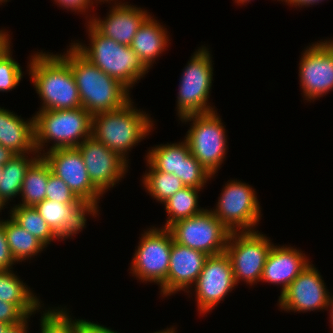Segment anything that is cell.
I'll list each match as a JSON object with an SVG mask.
<instances>
[{
    "instance_id": "8fae6325",
    "label": "cell",
    "mask_w": 333,
    "mask_h": 333,
    "mask_svg": "<svg viewBox=\"0 0 333 333\" xmlns=\"http://www.w3.org/2000/svg\"><path fill=\"white\" fill-rule=\"evenodd\" d=\"M176 243L201 251L208 256L225 252L230 230L211 209L179 220L168 228Z\"/></svg>"
},
{
    "instance_id": "7c38bea8",
    "label": "cell",
    "mask_w": 333,
    "mask_h": 333,
    "mask_svg": "<svg viewBox=\"0 0 333 333\" xmlns=\"http://www.w3.org/2000/svg\"><path fill=\"white\" fill-rule=\"evenodd\" d=\"M43 152L41 156L48 163L51 173L62 179L98 215V203L103 194L92 184L79 149L73 147Z\"/></svg>"
},
{
    "instance_id": "4dcf8cb0",
    "label": "cell",
    "mask_w": 333,
    "mask_h": 333,
    "mask_svg": "<svg viewBox=\"0 0 333 333\" xmlns=\"http://www.w3.org/2000/svg\"><path fill=\"white\" fill-rule=\"evenodd\" d=\"M60 308L58 306L43 311L40 319V333H75V320L69 315L66 306Z\"/></svg>"
},
{
    "instance_id": "60d3db41",
    "label": "cell",
    "mask_w": 333,
    "mask_h": 333,
    "mask_svg": "<svg viewBox=\"0 0 333 333\" xmlns=\"http://www.w3.org/2000/svg\"><path fill=\"white\" fill-rule=\"evenodd\" d=\"M14 155L11 150L0 145V165H5Z\"/></svg>"
},
{
    "instance_id": "7dc6e473",
    "label": "cell",
    "mask_w": 333,
    "mask_h": 333,
    "mask_svg": "<svg viewBox=\"0 0 333 333\" xmlns=\"http://www.w3.org/2000/svg\"><path fill=\"white\" fill-rule=\"evenodd\" d=\"M5 207V205L3 204V202L0 200V212H2L1 210ZM1 220V219H0Z\"/></svg>"
},
{
    "instance_id": "1f68e13d",
    "label": "cell",
    "mask_w": 333,
    "mask_h": 333,
    "mask_svg": "<svg viewBox=\"0 0 333 333\" xmlns=\"http://www.w3.org/2000/svg\"><path fill=\"white\" fill-rule=\"evenodd\" d=\"M11 45H9L0 54V91L8 92L15 89L22 77V68L17 61L12 57Z\"/></svg>"
},
{
    "instance_id": "7402d4cb",
    "label": "cell",
    "mask_w": 333,
    "mask_h": 333,
    "mask_svg": "<svg viewBox=\"0 0 333 333\" xmlns=\"http://www.w3.org/2000/svg\"><path fill=\"white\" fill-rule=\"evenodd\" d=\"M167 32V28L150 15L133 38L130 47L149 70L156 58L169 46Z\"/></svg>"
},
{
    "instance_id": "d590c367",
    "label": "cell",
    "mask_w": 333,
    "mask_h": 333,
    "mask_svg": "<svg viewBox=\"0 0 333 333\" xmlns=\"http://www.w3.org/2000/svg\"><path fill=\"white\" fill-rule=\"evenodd\" d=\"M16 263L9 249L7 236L4 230V225L0 222V271H8L13 269L12 266Z\"/></svg>"
},
{
    "instance_id": "e575fe53",
    "label": "cell",
    "mask_w": 333,
    "mask_h": 333,
    "mask_svg": "<svg viewBox=\"0 0 333 333\" xmlns=\"http://www.w3.org/2000/svg\"><path fill=\"white\" fill-rule=\"evenodd\" d=\"M27 316L13 303L0 301V322L15 325Z\"/></svg>"
},
{
    "instance_id": "6da1fadb",
    "label": "cell",
    "mask_w": 333,
    "mask_h": 333,
    "mask_svg": "<svg viewBox=\"0 0 333 333\" xmlns=\"http://www.w3.org/2000/svg\"><path fill=\"white\" fill-rule=\"evenodd\" d=\"M59 54L70 66L82 107L92 116L124 107L132 99L130 90L90 63L71 44Z\"/></svg>"
},
{
    "instance_id": "7bdbcfd3",
    "label": "cell",
    "mask_w": 333,
    "mask_h": 333,
    "mask_svg": "<svg viewBox=\"0 0 333 333\" xmlns=\"http://www.w3.org/2000/svg\"><path fill=\"white\" fill-rule=\"evenodd\" d=\"M329 313H330V323L332 324V328H333V295L331 296V300H330V305H329Z\"/></svg>"
},
{
    "instance_id": "5bb4252c",
    "label": "cell",
    "mask_w": 333,
    "mask_h": 333,
    "mask_svg": "<svg viewBox=\"0 0 333 333\" xmlns=\"http://www.w3.org/2000/svg\"><path fill=\"white\" fill-rule=\"evenodd\" d=\"M197 308L200 314L214 309L231 292L235 282L231 261L226 252L209 256L194 284Z\"/></svg>"
},
{
    "instance_id": "4316f807",
    "label": "cell",
    "mask_w": 333,
    "mask_h": 333,
    "mask_svg": "<svg viewBox=\"0 0 333 333\" xmlns=\"http://www.w3.org/2000/svg\"><path fill=\"white\" fill-rule=\"evenodd\" d=\"M190 154L185 140L179 143L155 145L146 155L148 162L154 169L176 175L180 179L181 161Z\"/></svg>"
},
{
    "instance_id": "ee69618b",
    "label": "cell",
    "mask_w": 333,
    "mask_h": 333,
    "mask_svg": "<svg viewBox=\"0 0 333 333\" xmlns=\"http://www.w3.org/2000/svg\"><path fill=\"white\" fill-rule=\"evenodd\" d=\"M176 329L172 326L170 328H167L166 330L164 329L163 331H158V332H154V333H176Z\"/></svg>"
},
{
    "instance_id": "cb8c5ba5",
    "label": "cell",
    "mask_w": 333,
    "mask_h": 333,
    "mask_svg": "<svg viewBox=\"0 0 333 333\" xmlns=\"http://www.w3.org/2000/svg\"><path fill=\"white\" fill-rule=\"evenodd\" d=\"M27 155V156H26ZM29 154H15L5 165L0 179V200L6 206L9 200L20 196L23 180L29 166L40 156L29 157Z\"/></svg>"
},
{
    "instance_id": "5b68a950",
    "label": "cell",
    "mask_w": 333,
    "mask_h": 333,
    "mask_svg": "<svg viewBox=\"0 0 333 333\" xmlns=\"http://www.w3.org/2000/svg\"><path fill=\"white\" fill-rule=\"evenodd\" d=\"M92 115L83 107L67 110H41L34 115L35 148L41 151L52 141L47 151L77 147L91 137Z\"/></svg>"
},
{
    "instance_id": "b9f144b4",
    "label": "cell",
    "mask_w": 333,
    "mask_h": 333,
    "mask_svg": "<svg viewBox=\"0 0 333 333\" xmlns=\"http://www.w3.org/2000/svg\"><path fill=\"white\" fill-rule=\"evenodd\" d=\"M8 32L0 30V54L11 44Z\"/></svg>"
},
{
    "instance_id": "484cf974",
    "label": "cell",
    "mask_w": 333,
    "mask_h": 333,
    "mask_svg": "<svg viewBox=\"0 0 333 333\" xmlns=\"http://www.w3.org/2000/svg\"><path fill=\"white\" fill-rule=\"evenodd\" d=\"M0 222L4 225L10 252L17 263L29 260V258L31 260L46 248L42 242L18 225L11 217L8 220H0Z\"/></svg>"
},
{
    "instance_id": "4fadbf2b",
    "label": "cell",
    "mask_w": 333,
    "mask_h": 333,
    "mask_svg": "<svg viewBox=\"0 0 333 333\" xmlns=\"http://www.w3.org/2000/svg\"><path fill=\"white\" fill-rule=\"evenodd\" d=\"M303 52L298 76L304 98L311 102L333 91V45L325 39Z\"/></svg>"
},
{
    "instance_id": "44dd1931",
    "label": "cell",
    "mask_w": 333,
    "mask_h": 333,
    "mask_svg": "<svg viewBox=\"0 0 333 333\" xmlns=\"http://www.w3.org/2000/svg\"><path fill=\"white\" fill-rule=\"evenodd\" d=\"M0 145L14 154L39 155L35 148L34 116L25 121L0 107Z\"/></svg>"
},
{
    "instance_id": "f907efd6",
    "label": "cell",
    "mask_w": 333,
    "mask_h": 333,
    "mask_svg": "<svg viewBox=\"0 0 333 333\" xmlns=\"http://www.w3.org/2000/svg\"><path fill=\"white\" fill-rule=\"evenodd\" d=\"M8 0H0V4L7 2Z\"/></svg>"
},
{
    "instance_id": "9a60e30c",
    "label": "cell",
    "mask_w": 333,
    "mask_h": 333,
    "mask_svg": "<svg viewBox=\"0 0 333 333\" xmlns=\"http://www.w3.org/2000/svg\"><path fill=\"white\" fill-rule=\"evenodd\" d=\"M331 295L320 272L310 263L283 293H280L278 304L281 310L294 313L323 309L328 311Z\"/></svg>"
},
{
    "instance_id": "2e32d148",
    "label": "cell",
    "mask_w": 333,
    "mask_h": 333,
    "mask_svg": "<svg viewBox=\"0 0 333 333\" xmlns=\"http://www.w3.org/2000/svg\"><path fill=\"white\" fill-rule=\"evenodd\" d=\"M77 148L82 154L92 184L102 194L119 183L128 171L129 162L92 136L81 142Z\"/></svg>"
},
{
    "instance_id": "836d02e7",
    "label": "cell",
    "mask_w": 333,
    "mask_h": 333,
    "mask_svg": "<svg viewBox=\"0 0 333 333\" xmlns=\"http://www.w3.org/2000/svg\"><path fill=\"white\" fill-rule=\"evenodd\" d=\"M45 199L58 201L63 204L85 203L71 191L69 186L62 179L58 178L53 173L49 174Z\"/></svg>"
},
{
    "instance_id": "ba28073f",
    "label": "cell",
    "mask_w": 333,
    "mask_h": 333,
    "mask_svg": "<svg viewBox=\"0 0 333 333\" xmlns=\"http://www.w3.org/2000/svg\"><path fill=\"white\" fill-rule=\"evenodd\" d=\"M273 246L270 238L257 231L231 232L225 249L236 284L260 282L267 256Z\"/></svg>"
},
{
    "instance_id": "f6af8a7d",
    "label": "cell",
    "mask_w": 333,
    "mask_h": 333,
    "mask_svg": "<svg viewBox=\"0 0 333 333\" xmlns=\"http://www.w3.org/2000/svg\"><path fill=\"white\" fill-rule=\"evenodd\" d=\"M10 326L8 323L0 322V333H4L5 330Z\"/></svg>"
},
{
    "instance_id": "d6986e66",
    "label": "cell",
    "mask_w": 333,
    "mask_h": 333,
    "mask_svg": "<svg viewBox=\"0 0 333 333\" xmlns=\"http://www.w3.org/2000/svg\"><path fill=\"white\" fill-rule=\"evenodd\" d=\"M34 207L52 231L63 241L86 227L87 214L97 217V213L86 203L63 204L44 199Z\"/></svg>"
},
{
    "instance_id": "f1b7e54d",
    "label": "cell",
    "mask_w": 333,
    "mask_h": 333,
    "mask_svg": "<svg viewBox=\"0 0 333 333\" xmlns=\"http://www.w3.org/2000/svg\"><path fill=\"white\" fill-rule=\"evenodd\" d=\"M9 214L18 225L36 237L46 247L55 239L60 240L34 206L15 205L13 208L11 207Z\"/></svg>"
},
{
    "instance_id": "bcb514c9",
    "label": "cell",
    "mask_w": 333,
    "mask_h": 333,
    "mask_svg": "<svg viewBox=\"0 0 333 333\" xmlns=\"http://www.w3.org/2000/svg\"><path fill=\"white\" fill-rule=\"evenodd\" d=\"M251 0H235V2L239 5H241V4H243L244 5V3H247V2H250ZM278 1H280V0H278Z\"/></svg>"
},
{
    "instance_id": "e0dca14e",
    "label": "cell",
    "mask_w": 333,
    "mask_h": 333,
    "mask_svg": "<svg viewBox=\"0 0 333 333\" xmlns=\"http://www.w3.org/2000/svg\"><path fill=\"white\" fill-rule=\"evenodd\" d=\"M208 257L201 251L173 240L167 280L160 287L161 296L168 297L181 290L189 293V288L194 286Z\"/></svg>"
},
{
    "instance_id": "8d00e7d4",
    "label": "cell",
    "mask_w": 333,
    "mask_h": 333,
    "mask_svg": "<svg viewBox=\"0 0 333 333\" xmlns=\"http://www.w3.org/2000/svg\"><path fill=\"white\" fill-rule=\"evenodd\" d=\"M75 333H118L104 325L85 319H75Z\"/></svg>"
},
{
    "instance_id": "74e56055",
    "label": "cell",
    "mask_w": 333,
    "mask_h": 333,
    "mask_svg": "<svg viewBox=\"0 0 333 333\" xmlns=\"http://www.w3.org/2000/svg\"><path fill=\"white\" fill-rule=\"evenodd\" d=\"M56 3L58 4L59 7H64L66 10H73V11H77V12H85L87 11L86 9H88L90 6L92 7V5L95 3H99L98 0H54Z\"/></svg>"
},
{
    "instance_id": "ac0fdd59",
    "label": "cell",
    "mask_w": 333,
    "mask_h": 333,
    "mask_svg": "<svg viewBox=\"0 0 333 333\" xmlns=\"http://www.w3.org/2000/svg\"><path fill=\"white\" fill-rule=\"evenodd\" d=\"M112 5L105 19L90 17L89 22L104 36L117 43L130 46L137 30L150 16L147 10L128 2H117ZM126 3V4H125Z\"/></svg>"
},
{
    "instance_id": "f546056e",
    "label": "cell",
    "mask_w": 333,
    "mask_h": 333,
    "mask_svg": "<svg viewBox=\"0 0 333 333\" xmlns=\"http://www.w3.org/2000/svg\"><path fill=\"white\" fill-rule=\"evenodd\" d=\"M149 168L143 175L142 183L146 192L163 204L168 198L173 196L180 189L185 187L182 181L174 174L161 172L154 169L148 162H146Z\"/></svg>"
},
{
    "instance_id": "52a82bcc",
    "label": "cell",
    "mask_w": 333,
    "mask_h": 333,
    "mask_svg": "<svg viewBox=\"0 0 333 333\" xmlns=\"http://www.w3.org/2000/svg\"><path fill=\"white\" fill-rule=\"evenodd\" d=\"M212 56L207 47H200L183 69L177 96V115L180 118L192 114L214 111L208 103L213 81Z\"/></svg>"
},
{
    "instance_id": "f35d334b",
    "label": "cell",
    "mask_w": 333,
    "mask_h": 333,
    "mask_svg": "<svg viewBox=\"0 0 333 333\" xmlns=\"http://www.w3.org/2000/svg\"><path fill=\"white\" fill-rule=\"evenodd\" d=\"M31 316H27L22 322L15 324V325H10L4 333H27L28 329V320Z\"/></svg>"
},
{
    "instance_id": "d6a6232c",
    "label": "cell",
    "mask_w": 333,
    "mask_h": 333,
    "mask_svg": "<svg viewBox=\"0 0 333 333\" xmlns=\"http://www.w3.org/2000/svg\"><path fill=\"white\" fill-rule=\"evenodd\" d=\"M211 178L213 176L191 153L181 161L180 180L185 186L203 189Z\"/></svg>"
},
{
    "instance_id": "d4e9b609",
    "label": "cell",
    "mask_w": 333,
    "mask_h": 333,
    "mask_svg": "<svg viewBox=\"0 0 333 333\" xmlns=\"http://www.w3.org/2000/svg\"><path fill=\"white\" fill-rule=\"evenodd\" d=\"M51 169L42 156H39L28 168L20 193L22 203L16 205L35 206L46 198V187Z\"/></svg>"
},
{
    "instance_id": "7a4b0ae2",
    "label": "cell",
    "mask_w": 333,
    "mask_h": 333,
    "mask_svg": "<svg viewBox=\"0 0 333 333\" xmlns=\"http://www.w3.org/2000/svg\"><path fill=\"white\" fill-rule=\"evenodd\" d=\"M31 57L27 71L42 100L39 111L82 107L71 66L59 54L41 51Z\"/></svg>"
},
{
    "instance_id": "8992f818",
    "label": "cell",
    "mask_w": 333,
    "mask_h": 333,
    "mask_svg": "<svg viewBox=\"0 0 333 333\" xmlns=\"http://www.w3.org/2000/svg\"><path fill=\"white\" fill-rule=\"evenodd\" d=\"M183 123L191 122L184 138L190 153L214 176L226 159L228 150L225 126L216 110L192 114L180 118Z\"/></svg>"
},
{
    "instance_id": "c3c4849f",
    "label": "cell",
    "mask_w": 333,
    "mask_h": 333,
    "mask_svg": "<svg viewBox=\"0 0 333 333\" xmlns=\"http://www.w3.org/2000/svg\"><path fill=\"white\" fill-rule=\"evenodd\" d=\"M99 2H103V3H105L104 1H106V2H110L111 3V1H114V0H98ZM117 1V0H116Z\"/></svg>"
},
{
    "instance_id": "277c9868",
    "label": "cell",
    "mask_w": 333,
    "mask_h": 333,
    "mask_svg": "<svg viewBox=\"0 0 333 333\" xmlns=\"http://www.w3.org/2000/svg\"><path fill=\"white\" fill-rule=\"evenodd\" d=\"M131 100L124 107L92 116L91 136L128 162V152L153 129L149 114L133 106Z\"/></svg>"
},
{
    "instance_id": "30bf717a",
    "label": "cell",
    "mask_w": 333,
    "mask_h": 333,
    "mask_svg": "<svg viewBox=\"0 0 333 333\" xmlns=\"http://www.w3.org/2000/svg\"><path fill=\"white\" fill-rule=\"evenodd\" d=\"M153 226L144 231L135 250L130 270L142 282L161 287L167 280L173 236L168 228Z\"/></svg>"
},
{
    "instance_id": "681fc988",
    "label": "cell",
    "mask_w": 333,
    "mask_h": 333,
    "mask_svg": "<svg viewBox=\"0 0 333 333\" xmlns=\"http://www.w3.org/2000/svg\"><path fill=\"white\" fill-rule=\"evenodd\" d=\"M2 172H3V166L0 165V179H1V176H2Z\"/></svg>"
},
{
    "instance_id": "603a6c76",
    "label": "cell",
    "mask_w": 333,
    "mask_h": 333,
    "mask_svg": "<svg viewBox=\"0 0 333 333\" xmlns=\"http://www.w3.org/2000/svg\"><path fill=\"white\" fill-rule=\"evenodd\" d=\"M34 295L13 270L0 271V301L13 303L26 316H32L43 307L40 299Z\"/></svg>"
},
{
    "instance_id": "ffe728a7",
    "label": "cell",
    "mask_w": 333,
    "mask_h": 333,
    "mask_svg": "<svg viewBox=\"0 0 333 333\" xmlns=\"http://www.w3.org/2000/svg\"><path fill=\"white\" fill-rule=\"evenodd\" d=\"M305 253L286 245L272 246L264 265L261 280L280 285L281 293L311 263Z\"/></svg>"
},
{
    "instance_id": "9c48e42d",
    "label": "cell",
    "mask_w": 333,
    "mask_h": 333,
    "mask_svg": "<svg viewBox=\"0 0 333 333\" xmlns=\"http://www.w3.org/2000/svg\"><path fill=\"white\" fill-rule=\"evenodd\" d=\"M227 182L211 211L230 232L256 231L262 216L255 189L238 180Z\"/></svg>"
},
{
    "instance_id": "ab89813d",
    "label": "cell",
    "mask_w": 333,
    "mask_h": 333,
    "mask_svg": "<svg viewBox=\"0 0 333 333\" xmlns=\"http://www.w3.org/2000/svg\"><path fill=\"white\" fill-rule=\"evenodd\" d=\"M282 2L284 1L285 3H287L290 6H295L297 8V6L299 7H308L310 5H314V4H319V2H322L323 0H281Z\"/></svg>"
},
{
    "instance_id": "3957f363",
    "label": "cell",
    "mask_w": 333,
    "mask_h": 333,
    "mask_svg": "<svg viewBox=\"0 0 333 333\" xmlns=\"http://www.w3.org/2000/svg\"><path fill=\"white\" fill-rule=\"evenodd\" d=\"M89 45L71 43L72 46L90 63L97 66L110 77L118 80L129 90L148 73L149 69L143 64L133 49L102 35L87 21Z\"/></svg>"
},
{
    "instance_id": "83f0119b",
    "label": "cell",
    "mask_w": 333,
    "mask_h": 333,
    "mask_svg": "<svg viewBox=\"0 0 333 333\" xmlns=\"http://www.w3.org/2000/svg\"><path fill=\"white\" fill-rule=\"evenodd\" d=\"M201 189L185 186L168 198L163 204L167 212V220L162 228H169L179 220H183L201 213L204 208L198 205V192ZM199 207V208H198Z\"/></svg>"
}]
</instances>
